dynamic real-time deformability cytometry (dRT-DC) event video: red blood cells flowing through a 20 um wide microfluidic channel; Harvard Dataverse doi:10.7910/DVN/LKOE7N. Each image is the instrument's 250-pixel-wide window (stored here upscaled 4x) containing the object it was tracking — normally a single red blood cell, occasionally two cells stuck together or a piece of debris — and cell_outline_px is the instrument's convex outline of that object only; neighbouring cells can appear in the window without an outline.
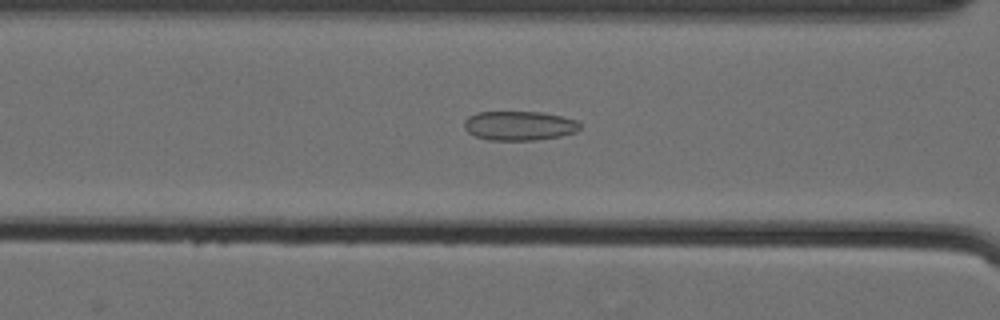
{"species": "Egyptian fruit bat (a non-hibernating species)", "species_latin": "Rousettus aegyptiacus", "temperature_condition": "cold", "stored_images_in_passage": 44, "camera_frame_rate_fps": 3000, "um_per_image_px": 0.085, "animal": {"sex": "female"}, "frame": {"image": 1, "passage_image": 12, "time_ms": 3.667, "image_size_px": [1000, 320], "cell_outline_px": [[580, 128], [576, 132], [560, 136], [536, 140], [488, 140], [476, 136], [468, 132], [464, 128], [464, 120], [468, 116], [476, 112], [540, 112], [560, 116], [576, 120], [580, 124]], "centroid_in_image_um": [44.11, 10.68], "position_along_channel_um": 122.5, "area_um2": 19.77}}
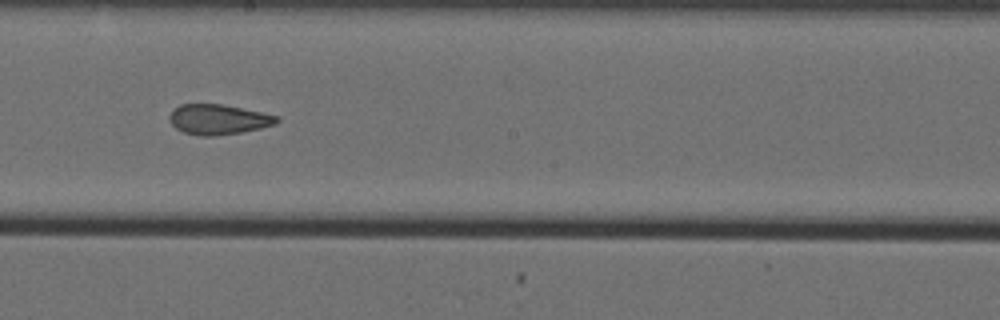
{"frame": {"image": 2, "passage_image": 21, "time_ms": 6.667, "image_size_px": [1000, 320], "cell_outline_px": [[280, 120], [276, 124], [260, 128], [240, 132], [212, 136], [200, 136], [184, 132], [176, 128], [168, 120], [168, 116], [172, 108], [180, 104], [224, 104], [280, 116]], "centroid_in_image_um": [18.54, 10.14], "position_along_channel_um": 229.7, "area_um2": 19.02}}
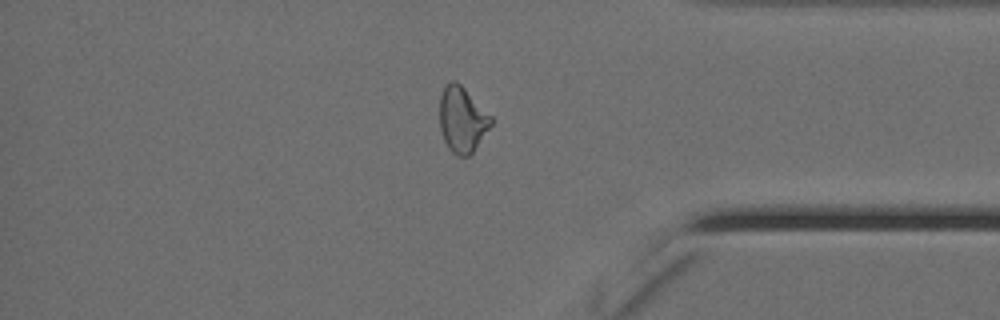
{"frame": {"image": 3, "passage_image": 36, "time_ms": 11.667, "image_size_px": [1000, 320], "cell_outline_px": [[492, 124], [472, 152], [468, 156], [456, 156], [448, 148], [444, 140], [440, 128], [440, 96], [448, 80], [456, 80], [492, 116]], "centroid_in_image_um": [39.27, 10.15], "position_along_channel_um": 395.9, "area_um2": 19.54}}